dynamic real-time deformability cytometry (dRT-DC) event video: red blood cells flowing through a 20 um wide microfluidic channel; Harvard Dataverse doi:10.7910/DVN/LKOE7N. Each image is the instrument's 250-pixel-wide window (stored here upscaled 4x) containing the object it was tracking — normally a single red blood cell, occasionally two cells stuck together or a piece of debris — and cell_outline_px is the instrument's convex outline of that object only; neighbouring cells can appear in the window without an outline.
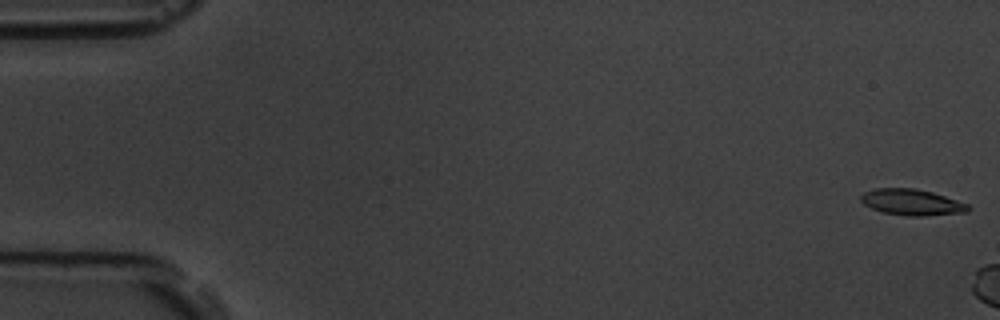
{"species": "common noctule bat (a hibernating species)", "species_latin": "Nyctalus noctula", "temperature_condition": "room temperature", "stored_images_in_passage": 5, "camera_frame_rate_fps": 3000, "um_per_image_px": 0.085, "animal": {"sex": "male", "body_mass_g": 19.5, "forearm_length_mm": 54.6}, "frame": {"image": 1, "passage_image": 1, "time_ms": 0.0, "image_size_px": [1000, 320], "cell_outline_px": [[972, 208], [968, 212], [924, 216], [908, 216], [884, 212], [872, 208], [864, 204], [860, 200], [860, 196], [864, 192], [876, 188], [916, 188], [932, 192], [968, 204]], "centroid_in_image_um": [77.52, 17.19], "position_along_channel_um": 7.5, "area_um2": 16.3}}